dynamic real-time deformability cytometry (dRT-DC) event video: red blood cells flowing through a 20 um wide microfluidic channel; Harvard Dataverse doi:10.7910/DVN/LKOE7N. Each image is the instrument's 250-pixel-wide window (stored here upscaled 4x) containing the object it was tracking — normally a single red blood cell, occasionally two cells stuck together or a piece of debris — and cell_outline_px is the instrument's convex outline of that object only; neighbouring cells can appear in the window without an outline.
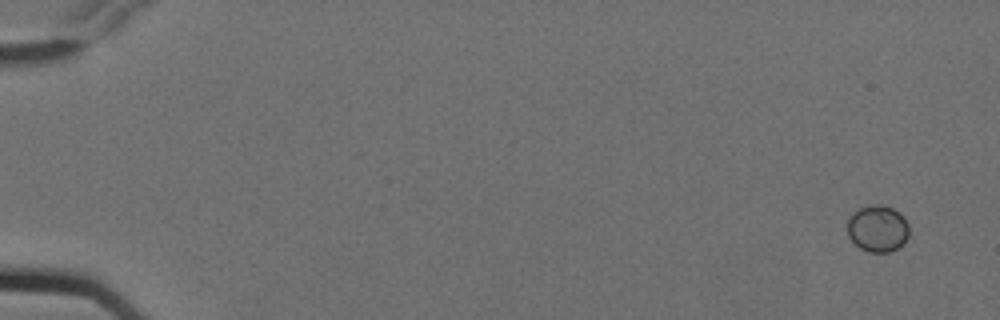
{"species": "Egyptian fruit bat (a non-hibernating species)", "species_latin": "Rousettus aegyptiacus", "temperature_condition": "cold", "stored_images_in_passage": 6, "camera_frame_rate_fps": 3000, "um_per_image_px": 0.085, "animal": {"sex": "female"}, "frame": {"image": 1, "passage_image": 1, "time_ms": 0.0, "image_size_px": [1000, 320], "cell_outline_px": [[908, 236], [896, 248], [888, 252], [868, 252], [860, 248], [848, 236], [848, 216], [852, 212], [868, 204], [880, 204], [892, 208], [900, 212], [904, 216], [908, 224]], "centroid_in_image_um": [74.58, 19.39], "position_along_channel_um": 10.4, "area_um2": 16.82}}
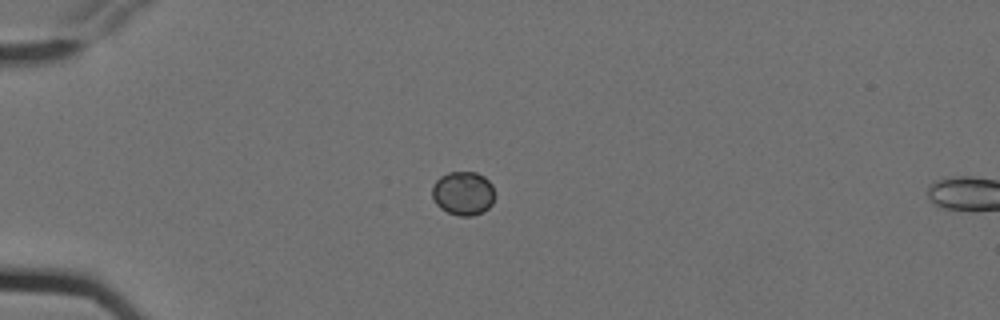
{"frame": {"image": 2, "passage_image": 5, "time_ms": 1.333, "image_size_px": [1000, 320], "cell_outline_px": [[496, 196], [492, 204], [484, 212], [472, 216], [460, 216], [448, 212], [440, 208], [436, 204], [432, 196], [432, 184], [440, 176], [448, 172], [476, 172], [484, 176], [492, 184]], "centroid_in_image_um": [39.38, 16.43], "position_along_channel_um": 45.6, "area_um2": 16.3}}